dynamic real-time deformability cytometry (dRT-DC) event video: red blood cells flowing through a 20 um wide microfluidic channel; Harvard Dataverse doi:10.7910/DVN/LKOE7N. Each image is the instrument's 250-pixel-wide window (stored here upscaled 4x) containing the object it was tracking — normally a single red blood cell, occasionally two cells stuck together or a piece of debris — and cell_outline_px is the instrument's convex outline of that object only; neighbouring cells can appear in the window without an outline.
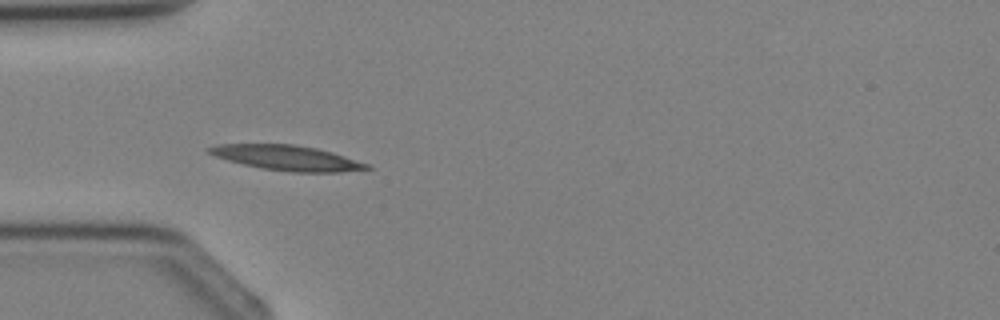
{"species": "Egyptian fruit bat (a non-hibernating species)", "species_latin": "Rousettus aegyptiacus", "temperature_condition": "cold", "stored_images_in_passage": 3, "camera_frame_rate_fps": 3000, "um_per_image_px": 0.085, "animal": {"sex": "female"}, "frame": {"image": 1, "passage_image": 2, "time_ms": 2.333, "image_size_px": [1000, 320], "cell_outline_px": [[372, 168], [340, 172], [292, 172], [260, 168], [228, 160], [216, 156], [208, 152], [204, 148], [216, 144], [296, 144], [316, 148], [332, 152], [368, 164]], "centroid_in_image_um": [24.36, 13.41], "position_along_channel_um": 60.6, "area_um2": 22.89}}
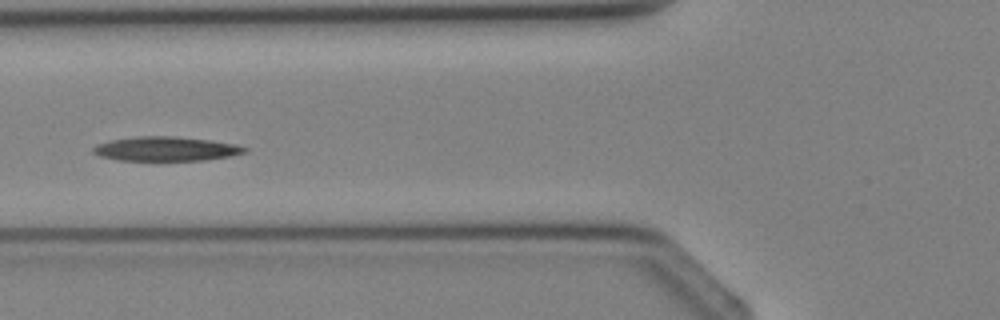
{"frame": {"image": 2, "passage_image": 3, "time_ms": 3.333, "image_size_px": [1000, 320], "cell_outline_px": [[248, 148], [244, 152], [228, 156], [204, 160], [116, 160], [100, 156], [92, 152], [92, 148], [96, 144], [112, 140], [136, 136], [176, 136], [208, 140], [236, 144]], "centroid_in_image_um": [14.05, 12.64], "position_along_channel_um": 111.7, "area_um2": 21.27}}